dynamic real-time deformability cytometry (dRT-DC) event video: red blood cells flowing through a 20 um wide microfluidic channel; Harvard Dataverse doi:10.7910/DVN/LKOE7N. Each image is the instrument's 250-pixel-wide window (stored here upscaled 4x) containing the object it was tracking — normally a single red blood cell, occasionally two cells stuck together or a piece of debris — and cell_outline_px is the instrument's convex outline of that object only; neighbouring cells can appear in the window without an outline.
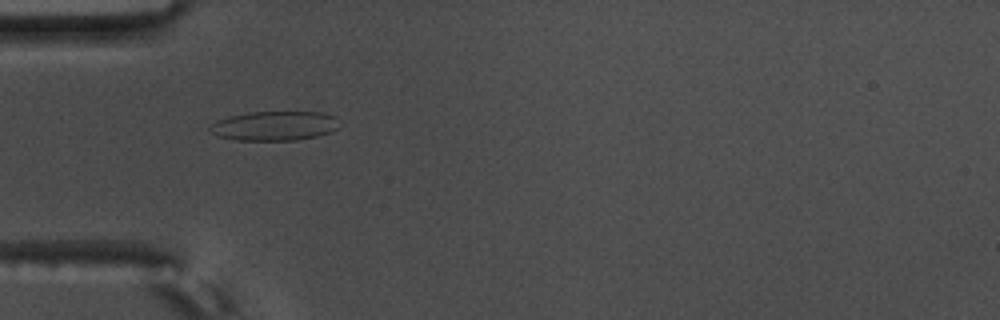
{"species": "common noctule bat (a hibernating species)", "species_latin": "Nyctalus noctula", "temperature_condition": "warm", "stored_images_in_passage": 57, "camera_frame_rate_fps": 3000, "um_per_image_px": 0.085, "animal": {"sex": "male", "body_mass_g": 17.5, "forearm_length_mm": 52.3}, "frame": {"image": 1, "passage_image": 18, "time_ms": 5.667, "image_size_px": [1000, 320], "cell_outline_px": [[340, 128], [332, 132], [316, 136], [296, 140], [236, 140], [220, 136], [212, 132], [208, 128], [212, 124], [228, 116], [252, 112], [324, 112], [336, 116]], "centroid_in_image_um": [23.41, 10.69], "position_along_channel_um": 61.6, "area_um2": 22.14}}
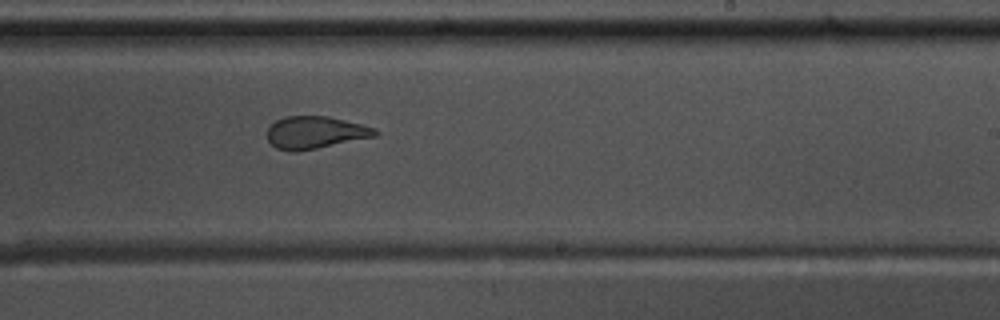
{"frame": {"image": 2, "passage_image": 35, "time_ms": 11.333, "image_size_px": [1000, 320], "cell_outline_px": [[380, 132], [376, 136], [296, 152], [292, 152], [276, 148], [268, 140], [268, 128], [276, 120], [284, 116], [328, 116], [376, 128]], "centroid_in_image_um": [26.79, 11.26], "position_along_channel_um": 262.2, "area_um2": 20.23}}
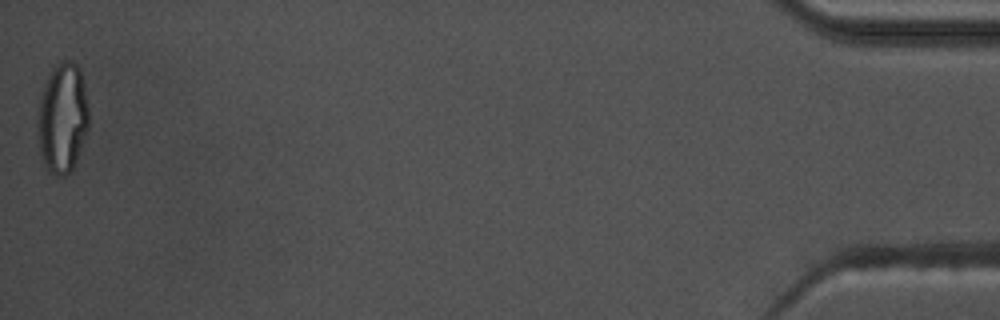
{"frame": {"image": 3, "passage_image": 57, "time_ms": 18.667, "image_size_px": [1000, 320], "cell_outline_px": [[88, 128], [72, 168], [64, 176], [56, 176], [48, 168], [44, 160], [40, 148], [36, 124], [36, 120], [40, 100], [44, 88], [52, 68], [64, 60], [72, 60], [80, 68], [88, 108]], "centroid_in_image_um": [5.31, 9.99], "position_along_channel_um": 429.9, "area_um2": 32.08}, "authors_computed_cell_mechanics": {"area_um2": 22.6576, "velocity_mm_per_s": 3.5881, "shape_relaxation_time_tau1_ms": null, "shape_relaxation_time_tau2_ms": 1.2617, "deformation_change_tau1": null, "deformation_change_tau2": 0.079}}